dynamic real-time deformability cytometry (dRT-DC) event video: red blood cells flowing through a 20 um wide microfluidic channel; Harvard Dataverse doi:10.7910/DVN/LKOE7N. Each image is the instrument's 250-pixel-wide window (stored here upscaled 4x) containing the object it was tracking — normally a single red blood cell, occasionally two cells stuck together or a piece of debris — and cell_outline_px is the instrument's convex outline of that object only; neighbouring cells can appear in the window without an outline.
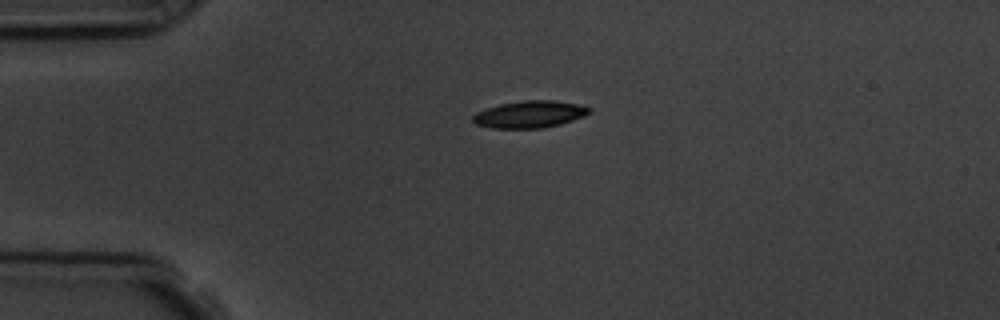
{"species": "common noctule bat (a hibernating species)", "species_latin": "Nyctalus noctula", "temperature_condition": "room temperature", "stored_images_in_passage": 3, "camera_frame_rate_fps": 3000, "um_per_image_px": 0.085, "animal": {"sex": "male", "body_mass_g": 19.5, "forearm_length_mm": 54.6}, "frame": {"image": 1, "passage_image": 1, "time_ms": 0.0, "image_size_px": [1000, 320], "cell_outline_px": [[592, 112], [584, 116], [560, 124], [544, 128], [492, 128], [476, 124], [472, 120], [472, 116], [476, 112], [484, 108], [500, 104], [524, 100], [552, 100], [580, 104], [592, 108]], "centroid_in_image_um": [45.03, 9.71], "position_along_channel_um": 40.0, "area_um2": 18.5}}